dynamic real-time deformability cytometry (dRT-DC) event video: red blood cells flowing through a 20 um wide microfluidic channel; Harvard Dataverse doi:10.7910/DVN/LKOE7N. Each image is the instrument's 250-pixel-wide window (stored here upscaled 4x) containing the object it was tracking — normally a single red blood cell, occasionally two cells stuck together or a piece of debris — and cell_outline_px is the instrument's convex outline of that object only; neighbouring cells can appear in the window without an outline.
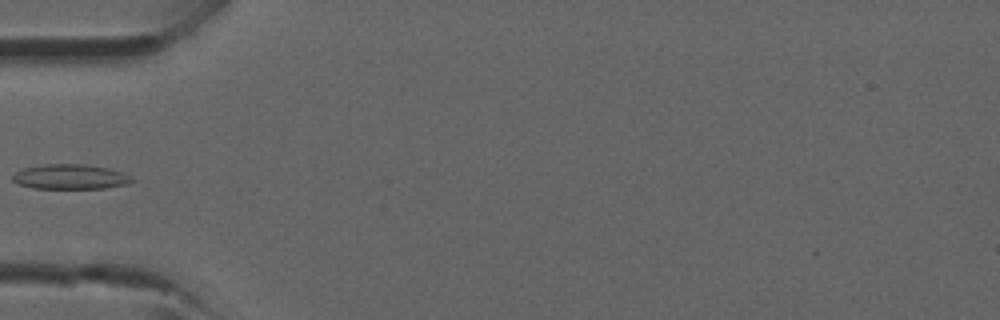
{"species": "common noctule bat (a hibernating species)", "species_latin": "Nyctalus noctula", "temperature_condition": "room temperature", "stored_images_in_passage": 3, "camera_frame_rate_fps": 3000, "um_per_image_px": 0.085, "animal": {"sex": "male", "forearm_length_mm": 52.5}, "frame": {"image": 1, "passage_image": 3, "time_ms": 2.333, "image_size_px": [1000, 320], "cell_outline_px": [[136, 180], [128, 184], [104, 188], [32, 188], [20, 184], [12, 180], [12, 176], [16, 172], [24, 168], [44, 164], [88, 164], [108, 168], [132, 176]], "centroid_in_image_um": [6.01, 15.02], "position_along_channel_um": 79.0, "area_um2": 17.28}}